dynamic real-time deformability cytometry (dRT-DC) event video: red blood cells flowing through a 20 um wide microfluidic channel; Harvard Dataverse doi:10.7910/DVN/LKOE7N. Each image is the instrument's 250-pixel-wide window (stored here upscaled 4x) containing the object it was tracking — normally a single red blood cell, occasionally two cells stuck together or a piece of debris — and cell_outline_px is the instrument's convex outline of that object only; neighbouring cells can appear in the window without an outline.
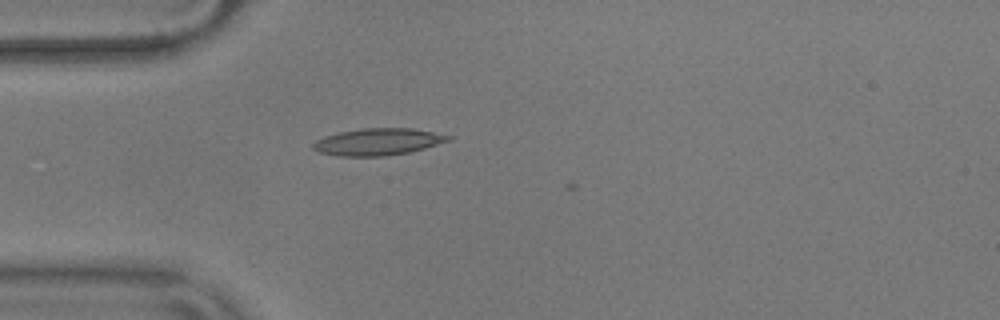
{"species": "common noctule bat (a hibernating species)", "species_latin": "Nyctalus noctula", "temperature_condition": "warm", "stored_images_in_passage": 2, "camera_frame_rate_fps": 3000, "um_per_image_px": 0.085, "animal": {"sex": "male", "body_mass_g": 17.9}, "frame": {"image": 1, "passage_image": 1, "time_ms": 0.0, "image_size_px": [1000, 320], "cell_outline_px": [[452, 140], [424, 148], [408, 152], [384, 156], [336, 156], [320, 152], [312, 148], [312, 144], [316, 140], [324, 136], [340, 132], [360, 128], [412, 128], [452, 136]], "centroid_in_image_um": [32.11, 12.05], "position_along_channel_um": 52.9, "area_um2": 21.15}}